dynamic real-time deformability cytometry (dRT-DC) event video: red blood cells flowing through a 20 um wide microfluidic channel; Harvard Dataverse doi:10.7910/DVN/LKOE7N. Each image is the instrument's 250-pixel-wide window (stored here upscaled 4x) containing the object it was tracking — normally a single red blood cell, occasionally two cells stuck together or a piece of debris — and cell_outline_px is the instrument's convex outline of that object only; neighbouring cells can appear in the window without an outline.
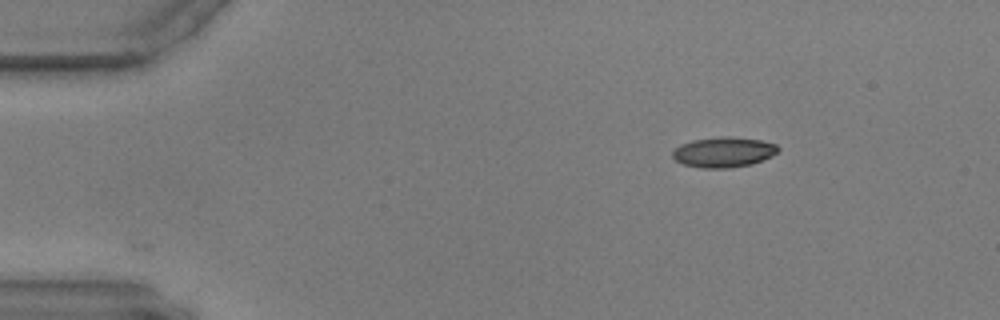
{"species": "common noctule bat (a hibernating species)", "species_latin": "Nyctalus noctula", "temperature_condition": "warm", "stored_images_in_passage": 13, "camera_frame_rate_fps": 3000, "um_per_image_px": 0.085, "animal": {"sex": "male", "body_mass_g": 17.9, "forearm_length_mm": 54.2}, "frame": {"image": 1, "passage_image": 1, "time_ms": 0.0, "image_size_px": [1000, 320], "cell_outline_px": [[780, 148], [772, 156], [752, 164], [728, 168], [700, 168], [684, 164], [676, 160], [672, 156], [672, 152], [680, 144], [692, 140], [720, 136], [728, 136], [760, 140], [776, 144]], "centroid_in_image_um": [61.5, 12.93], "position_along_channel_um": 23.5, "area_um2": 18.61}}
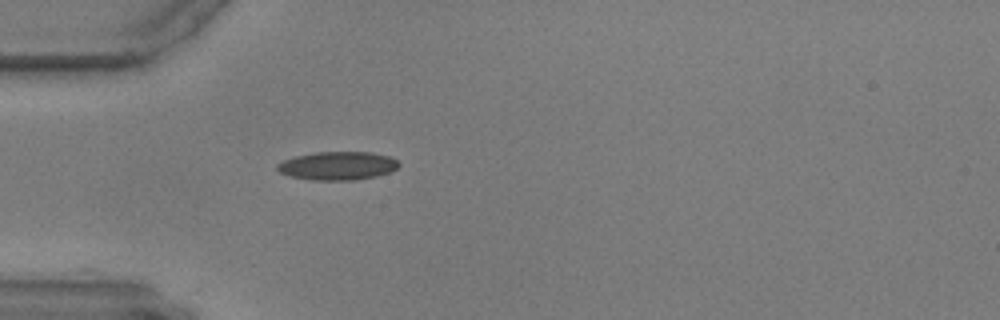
{"frame": {"image": 2, "passage_image": 10, "time_ms": 3.0, "image_size_px": [1000, 320], "cell_outline_px": [[400, 164], [396, 168], [388, 172], [376, 176], [352, 180], [312, 180], [292, 176], [280, 172], [276, 168], [276, 164], [284, 160], [296, 156], [316, 152], [372, 152], [388, 156], [396, 160]], "centroid_in_image_um": [28.68, 14.08], "position_along_channel_um": 56.3, "area_um2": 19.88}}